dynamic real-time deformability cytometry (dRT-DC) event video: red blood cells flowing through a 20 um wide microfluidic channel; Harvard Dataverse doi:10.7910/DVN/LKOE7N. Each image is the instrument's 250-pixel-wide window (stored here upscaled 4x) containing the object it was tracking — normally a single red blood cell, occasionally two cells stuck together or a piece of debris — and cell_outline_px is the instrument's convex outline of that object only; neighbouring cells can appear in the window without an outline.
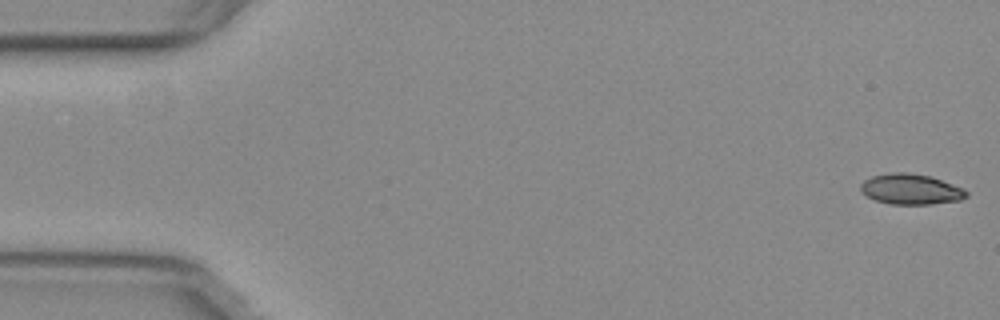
{"species": "common noctule bat (a hibernating species)", "species_latin": "Nyctalus noctula", "temperature_condition": "warm", "stored_images_in_passage": 54, "camera_frame_rate_fps": 3000, "um_per_image_px": 0.085, "animal": {"sex": "female", "body_mass_g": 29.2, "forearm_length_mm": 56.3}, "frame": {"image": 1, "passage_image": 1, "time_ms": 0.0, "image_size_px": [1000, 320], "cell_outline_px": [[968, 196], [960, 200], [932, 204], [892, 204], [876, 200], [868, 196], [860, 188], [860, 184], [864, 180], [872, 176], [888, 172], [908, 172], [932, 176], [964, 188], [968, 192]], "centroid_in_image_um": [77.46, 16.06], "position_along_channel_um": 7.5, "area_um2": 18.9}}
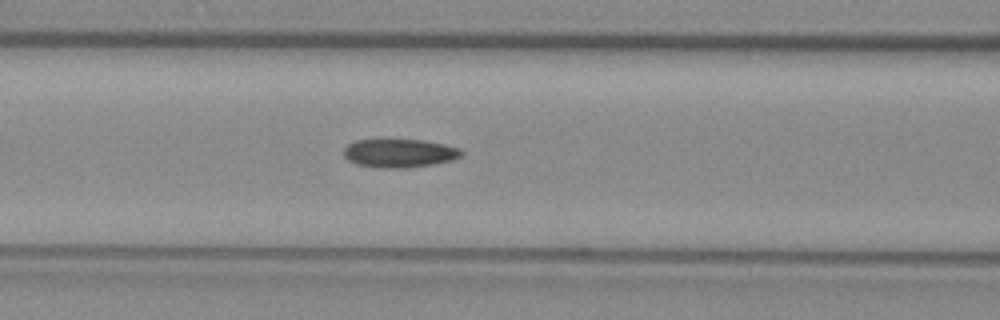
{"frame": {"image": 2, "passage_image": 22, "time_ms": 7.0, "image_size_px": [1000, 320], "cell_outline_px": [[464, 152], [460, 156], [452, 160], [432, 164], [404, 168], [380, 168], [356, 164], [348, 160], [344, 156], [344, 148], [348, 144], [356, 140], [424, 140], [444, 144], [460, 148]], "centroid_in_image_um": [33.95, 13.02], "position_along_channel_um": 132.7, "area_um2": 19.48}}
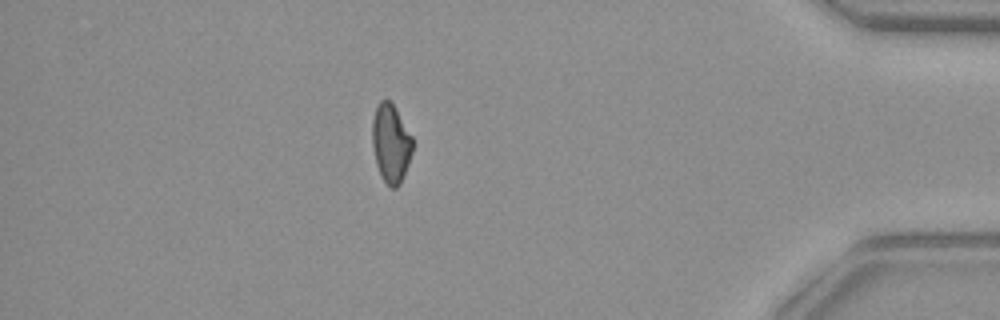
{"frame": {"image": 3, "passage_image": 47, "time_ms": 15.333, "image_size_px": [1000, 320], "cell_outline_px": [[412, 152], [408, 164], [400, 184], [396, 188], [392, 188], [380, 176], [376, 164], [372, 144], [372, 120], [376, 108], [380, 100], [388, 100], [392, 104], [412, 136]], "centroid_in_image_um": [33.21, 12.21], "position_along_channel_um": 402.0, "area_um2": 18.21}, "authors_computed_cell_mechanics": {"area_um2": 19.3341, "velocity_mm_per_s": 3.8092, "shape_relaxation_time_tau1_ms": null, "shape_relaxation_time_tau2_ms": 5.0416, "deformation_change_tau1": null, "deformation_change_tau2": 0.1167}}